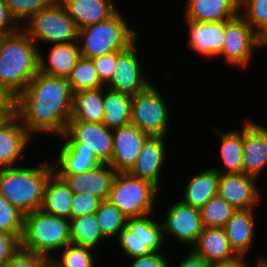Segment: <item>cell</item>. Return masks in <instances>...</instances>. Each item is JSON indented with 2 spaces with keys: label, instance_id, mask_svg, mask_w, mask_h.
<instances>
[{
  "label": "cell",
  "instance_id": "16",
  "mask_svg": "<svg viewBox=\"0 0 267 267\" xmlns=\"http://www.w3.org/2000/svg\"><path fill=\"white\" fill-rule=\"evenodd\" d=\"M187 29V47L200 58L213 59L222 52L225 38V21L196 22L184 20Z\"/></svg>",
  "mask_w": 267,
  "mask_h": 267
},
{
  "label": "cell",
  "instance_id": "6",
  "mask_svg": "<svg viewBox=\"0 0 267 267\" xmlns=\"http://www.w3.org/2000/svg\"><path fill=\"white\" fill-rule=\"evenodd\" d=\"M159 191L152 183L130 172H117L107 200L127 218L142 217L157 211L155 207Z\"/></svg>",
  "mask_w": 267,
  "mask_h": 267
},
{
  "label": "cell",
  "instance_id": "38",
  "mask_svg": "<svg viewBox=\"0 0 267 267\" xmlns=\"http://www.w3.org/2000/svg\"><path fill=\"white\" fill-rule=\"evenodd\" d=\"M24 213L10 204L0 194V230L18 237L20 240L24 230Z\"/></svg>",
  "mask_w": 267,
  "mask_h": 267
},
{
  "label": "cell",
  "instance_id": "22",
  "mask_svg": "<svg viewBox=\"0 0 267 267\" xmlns=\"http://www.w3.org/2000/svg\"><path fill=\"white\" fill-rule=\"evenodd\" d=\"M116 173L109 164L102 163L88 172L67 175L64 181L73 193L85 192L107 200Z\"/></svg>",
  "mask_w": 267,
  "mask_h": 267
},
{
  "label": "cell",
  "instance_id": "18",
  "mask_svg": "<svg viewBox=\"0 0 267 267\" xmlns=\"http://www.w3.org/2000/svg\"><path fill=\"white\" fill-rule=\"evenodd\" d=\"M167 140V136H150L144 143L136 164L129 171L133 176L155 185L160 192L162 169L168 154Z\"/></svg>",
  "mask_w": 267,
  "mask_h": 267
},
{
  "label": "cell",
  "instance_id": "7",
  "mask_svg": "<svg viewBox=\"0 0 267 267\" xmlns=\"http://www.w3.org/2000/svg\"><path fill=\"white\" fill-rule=\"evenodd\" d=\"M37 44L52 45L78 41L79 29L59 0L32 16L22 27Z\"/></svg>",
  "mask_w": 267,
  "mask_h": 267
},
{
  "label": "cell",
  "instance_id": "21",
  "mask_svg": "<svg viewBox=\"0 0 267 267\" xmlns=\"http://www.w3.org/2000/svg\"><path fill=\"white\" fill-rule=\"evenodd\" d=\"M78 29L100 23L114 16L119 8L114 0H59Z\"/></svg>",
  "mask_w": 267,
  "mask_h": 267
},
{
  "label": "cell",
  "instance_id": "52",
  "mask_svg": "<svg viewBox=\"0 0 267 267\" xmlns=\"http://www.w3.org/2000/svg\"><path fill=\"white\" fill-rule=\"evenodd\" d=\"M47 267H57L51 260L48 262Z\"/></svg>",
  "mask_w": 267,
  "mask_h": 267
},
{
  "label": "cell",
  "instance_id": "42",
  "mask_svg": "<svg viewBox=\"0 0 267 267\" xmlns=\"http://www.w3.org/2000/svg\"><path fill=\"white\" fill-rule=\"evenodd\" d=\"M48 262L44 257L20 249L2 267H47Z\"/></svg>",
  "mask_w": 267,
  "mask_h": 267
},
{
  "label": "cell",
  "instance_id": "36",
  "mask_svg": "<svg viewBox=\"0 0 267 267\" xmlns=\"http://www.w3.org/2000/svg\"><path fill=\"white\" fill-rule=\"evenodd\" d=\"M236 211L226 200L216 195L200 209L203 227H224Z\"/></svg>",
  "mask_w": 267,
  "mask_h": 267
},
{
  "label": "cell",
  "instance_id": "30",
  "mask_svg": "<svg viewBox=\"0 0 267 267\" xmlns=\"http://www.w3.org/2000/svg\"><path fill=\"white\" fill-rule=\"evenodd\" d=\"M103 124L113 130L131 122L132 96L103 87Z\"/></svg>",
  "mask_w": 267,
  "mask_h": 267
},
{
  "label": "cell",
  "instance_id": "51",
  "mask_svg": "<svg viewBox=\"0 0 267 267\" xmlns=\"http://www.w3.org/2000/svg\"><path fill=\"white\" fill-rule=\"evenodd\" d=\"M259 258L255 261L252 267H267V256H258Z\"/></svg>",
  "mask_w": 267,
  "mask_h": 267
},
{
  "label": "cell",
  "instance_id": "19",
  "mask_svg": "<svg viewBox=\"0 0 267 267\" xmlns=\"http://www.w3.org/2000/svg\"><path fill=\"white\" fill-rule=\"evenodd\" d=\"M48 48L46 55L39 50V71L67 79L81 57L79 42L52 44Z\"/></svg>",
  "mask_w": 267,
  "mask_h": 267
},
{
  "label": "cell",
  "instance_id": "47",
  "mask_svg": "<svg viewBox=\"0 0 267 267\" xmlns=\"http://www.w3.org/2000/svg\"><path fill=\"white\" fill-rule=\"evenodd\" d=\"M189 251L185 254V257L183 256V259L178 261L179 263L175 265L176 267H212L210 263L205 261L202 257L196 255L191 249ZM171 266L174 265L170 263L169 267Z\"/></svg>",
  "mask_w": 267,
  "mask_h": 267
},
{
  "label": "cell",
  "instance_id": "12",
  "mask_svg": "<svg viewBox=\"0 0 267 267\" xmlns=\"http://www.w3.org/2000/svg\"><path fill=\"white\" fill-rule=\"evenodd\" d=\"M161 221L165 241L168 237L188 247L195 245L203 230L200 210L183 204L180 200L171 203ZM167 211V212H166ZM165 216V217H164ZM168 236V237H167Z\"/></svg>",
  "mask_w": 267,
  "mask_h": 267
},
{
  "label": "cell",
  "instance_id": "41",
  "mask_svg": "<svg viewBox=\"0 0 267 267\" xmlns=\"http://www.w3.org/2000/svg\"><path fill=\"white\" fill-rule=\"evenodd\" d=\"M101 201L100 198L89 193H74L70 219L95 213Z\"/></svg>",
  "mask_w": 267,
  "mask_h": 267
},
{
  "label": "cell",
  "instance_id": "29",
  "mask_svg": "<svg viewBox=\"0 0 267 267\" xmlns=\"http://www.w3.org/2000/svg\"><path fill=\"white\" fill-rule=\"evenodd\" d=\"M103 117V87L73 93L70 121L102 123Z\"/></svg>",
  "mask_w": 267,
  "mask_h": 267
},
{
  "label": "cell",
  "instance_id": "8",
  "mask_svg": "<svg viewBox=\"0 0 267 267\" xmlns=\"http://www.w3.org/2000/svg\"><path fill=\"white\" fill-rule=\"evenodd\" d=\"M151 84L144 91L132 96L131 122L150 136H169L171 106Z\"/></svg>",
  "mask_w": 267,
  "mask_h": 267
},
{
  "label": "cell",
  "instance_id": "50",
  "mask_svg": "<svg viewBox=\"0 0 267 267\" xmlns=\"http://www.w3.org/2000/svg\"><path fill=\"white\" fill-rule=\"evenodd\" d=\"M0 107H14V100L0 89Z\"/></svg>",
  "mask_w": 267,
  "mask_h": 267
},
{
  "label": "cell",
  "instance_id": "35",
  "mask_svg": "<svg viewBox=\"0 0 267 267\" xmlns=\"http://www.w3.org/2000/svg\"><path fill=\"white\" fill-rule=\"evenodd\" d=\"M97 254L96 250L69 243L51 261L57 267H95Z\"/></svg>",
  "mask_w": 267,
  "mask_h": 267
},
{
  "label": "cell",
  "instance_id": "23",
  "mask_svg": "<svg viewBox=\"0 0 267 267\" xmlns=\"http://www.w3.org/2000/svg\"><path fill=\"white\" fill-rule=\"evenodd\" d=\"M185 4L184 20L219 22L240 14L239 0H186Z\"/></svg>",
  "mask_w": 267,
  "mask_h": 267
},
{
  "label": "cell",
  "instance_id": "34",
  "mask_svg": "<svg viewBox=\"0 0 267 267\" xmlns=\"http://www.w3.org/2000/svg\"><path fill=\"white\" fill-rule=\"evenodd\" d=\"M67 80L73 93L104 87L98 78L93 60L84 56L80 57Z\"/></svg>",
  "mask_w": 267,
  "mask_h": 267
},
{
  "label": "cell",
  "instance_id": "3",
  "mask_svg": "<svg viewBox=\"0 0 267 267\" xmlns=\"http://www.w3.org/2000/svg\"><path fill=\"white\" fill-rule=\"evenodd\" d=\"M52 173L50 158L37 166L19 165L0 169V194L24 214L39 210L46 181Z\"/></svg>",
  "mask_w": 267,
  "mask_h": 267
},
{
  "label": "cell",
  "instance_id": "37",
  "mask_svg": "<svg viewBox=\"0 0 267 267\" xmlns=\"http://www.w3.org/2000/svg\"><path fill=\"white\" fill-rule=\"evenodd\" d=\"M240 15L267 43V0H239Z\"/></svg>",
  "mask_w": 267,
  "mask_h": 267
},
{
  "label": "cell",
  "instance_id": "10",
  "mask_svg": "<svg viewBox=\"0 0 267 267\" xmlns=\"http://www.w3.org/2000/svg\"><path fill=\"white\" fill-rule=\"evenodd\" d=\"M138 41L139 38L127 49L117 52V64L111 80L105 85L107 89L133 96L152 84L144 62H141L143 58L138 56Z\"/></svg>",
  "mask_w": 267,
  "mask_h": 267
},
{
  "label": "cell",
  "instance_id": "15",
  "mask_svg": "<svg viewBox=\"0 0 267 267\" xmlns=\"http://www.w3.org/2000/svg\"><path fill=\"white\" fill-rule=\"evenodd\" d=\"M112 133L113 153L108 164L116 172H129L136 164L141 149L150 135L132 124L113 129Z\"/></svg>",
  "mask_w": 267,
  "mask_h": 267
},
{
  "label": "cell",
  "instance_id": "24",
  "mask_svg": "<svg viewBox=\"0 0 267 267\" xmlns=\"http://www.w3.org/2000/svg\"><path fill=\"white\" fill-rule=\"evenodd\" d=\"M191 250L211 265L230 261L237 257L223 227H203Z\"/></svg>",
  "mask_w": 267,
  "mask_h": 267
},
{
  "label": "cell",
  "instance_id": "27",
  "mask_svg": "<svg viewBox=\"0 0 267 267\" xmlns=\"http://www.w3.org/2000/svg\"><path fill=\"white\" fill-rule=\"evenodd\" d=\"M191 177L186 180L182 199H179L183 204L200 210L209 199L217 195L219 173L210 167Z\"/></svg>",
  "mask_w": 267,
  "mask_h": 267
},
{
  "label": "cell",
  "instance_id": "32",
  "mask_svg": "<svg viewBox=\"0 0 267 267\" xmlns=\"http://www.w3.org/2000/svg\"><path fill=\"white\" fill-rule=\"evenodd\" d=\"M69 221L71 243L94 250L102 247L105 240L108 242L100 231L95 213L72 218Z\"/></svg>",
  "mask_w": 267,
  "mask_h": 267
},
{
  "label": "cell",
  "instance_id": "43",
  "mask_svg": "<svg viewBox=\"0 0 267 267\" xmlns=\"http://www.w3.org/2000/svg\"><path fill=\"white\" fill-rule=\"evenodd\" d=\"M98 78L105 86L112 78L117 64V52L92 58Z\"/></svg>",
  "mask_w": 267,
  "mask_h": 267
},
{
  "label": "cell",
  "instance_id": "40",
  "mask_svg": "<svg viewBox=\"0 0 267 267\" xmlns=\"http://www.w3.org/2000/svg\"><path fill=\"white\" fill-rule=\"evenodd\" d=\"M121 252L128 258L140 257L150 254L151 252L142 244L136 235L132 234L126 227L119 233L115 239Z\"/></svg>",
  "mask_w": 267,
  "mask_h": 267
},
{
  "label": "cell",
  "instance_id": "9",
  "mask_svg": "<svg viewBox=\"0 0 267 267\" xmlns=\"http://www.w3.org/2000/svg\"><path fill=\"white\" fill-rule=\"evenodd\" d=\"M266 49V42L252 29L247 21L239 14L225 21V38L222 52L217 56L222 57L230 67L247 69L254 59L255 53Z\"/></svg>",
  "mask_w": 267,
  "mask_h": 267
},
{
  "label": "cell",
  "instance_id": "25",
  "mask_svg": "<svg viewBox=\"0 0 267 267\" xmlns=\"http://www.w3.org/2000/svg\"><path fill=\"white\" fill-rule=\"evenodd\" d=\"M56 158L52 162L53 172L61 179L67 175H74L89 170L102 164L92 150L87 148H72L63 138ZM58 156V157H57Z\"/></svg>",
  "mask_w": 267,
  "mask_h": 267
},
{
  "label": "cell",
  "instance_id": "49",
  "mask_svg": "<svg viewBox=\"0 0 267 267\" xmlns=\"http://www.w3.org/2000/svg\"><path fill=\"white\" fill-rule=\"evenodd\" d=\"M14 114V107H0V126Z\"/></svg>",
  "mask_w": 267,
  "mask_h": 267
},
{
  "label": "cell",
  "instance_id": "11",
  "mask_svg": "<svg viewBox=\"0 0 267 267\" xmlns=\"http://www.w3.org/2000/svg\"><path fill=\"white\" fill-rule=\"evenodd\" d=\"M72 148H87L105 164L111 161L113 153V133L103 123L69 121L60 136Z\"/></svg>",
  "mask_w": 267,
  "mask_h": 267
},
{
  "label": "cell",
  "instance_id": "13",
  "mask_svg": "<svg viewBox=\"0 0 267 267\" xmlns=\"http://www.w3.org/2000/svg\"><path fill=\"white\" fill-rule=\"evenodd\" d=\"M258 180L244 173L219 174L217 195L236 210L256 208L262 202Z\"/></svg>",
  "mask_w": 267,
  "mask_h": 267
},
{
  "label": "cell",
  "instance_id": "17",
  "mask_svg": "<svg viewBox=\"0 0 267 267\" xmlns=\"http://www.w3.org/2000/svg\"><path fill=\"white\" fill-rule=\"evenodd\" d=\"M33 140L14 113L0 126V169L19 166L22 163L21 156H24Z\"/></svg>",
  "mask_w": 267,
  "mask_h": 267
},
{
  "label": "cell",
  "instance_id": "26",
  "mask_svg": "<svg viewBox=\"0 0 267 267\" xmlns=\"http://www.w3.org/2000/svg\"><path fill=\"white\" fill-rule=\"evenodd\" d=\"M241 128H232L225 131L219 127L213 126V132H216L220 141V159L222 165L212 167L219 174L223 173H243V120ZM220 129V130H219ZM223 166V167H222Z\"/></svg>",
  "mask_w": 267,
  "mask_h": 267
},
{
  "label": "cell",
  "instance_id": "2",
  "mask_svg": "<svg viewBox=\"0 0 267 267\" xmlns=\"http://www.w3.org/2000/svg\"><path fill=\"white\" fill-rule=\"evenodd\" d=\"M37 44L20 28L0 37V89L15 100L39 71Z\"/></svg>",
  "mask_w": 267,
  "mask_h": 267
},
{
  "label": "cell",
  "instance_id": "5",
  "mask_svg": "<svg viewBox=\"0 0 267 267\" xmlns=\"http://www.w3.org/2000/svg\"><path fill=\"white\" fill-rule=\"evenodd\" d=\"M122 13V14H121ZM120 10L110 19L79 29L81 56L95 58L127 49L139 38Z\"/></svg>",
  "mask_w": 267,
  "mask_h": 267
},
{
  "label": "cell",
  "instance_id": "39",
  "mask_svg": "<svg viewBox=\"0 0 267 267\" xmlns=\"http://www.w3.org/2000/svg\"><path fill=\"white\" fill-rule=\"evenodd\" d=\"M55 0H5L9 12L22 28L36 13L50 6Z\"/></svg>",
  "mask_w": 267,
  "mask_h": 267
},
{
  "label": "cell",
  "instance_id": "44",
  "mask_svg": "<svg viewBox=\"0 0 267 267\" xmlns=\"http://www.w3.org/2000/svg\"><path fill=\"white\" fill-rule=\"evenodd\" d=\"M21 249V240L0 230V267Z\"/></svg>",
  "mask_w": 267,
  "mask_h": 267
},
{
  "label": "cell",
  "instance_id": "31",
  "mask_svg": "<svg viewBox=\"0 0 267 267\" xmlns=\"http://www.w3.org/2000/svg\"><path fill=\"white\" fill-rule=\"evenodd\" d=\"M154 213L142 217L127 218L126 228L139 238L151 253L164 252L165 237L161 222L154 218ZM154 218V219H153Z\"/></svg>",
  "mask_w": 267,
  "mask_h": 267
},
{
  "label": "cell",
  "instance_id": "46",
  "mask_svg": "<svg viewBox=\"0 0 267 267\" xmlns=\"http://www.w3.org/2000/svg\"><path fill=\"white\" fill-rule=\"evenodd\" d=\"M20 28L11 16L5 0H0V37L10 35Z\"/></svg>",
  "mask_w": 267,
  "mask_h": 267
},
{
  "label": "cell",
  "instance_id": "1",
  "mask_svg": "<svg viewBox=\"0 0 267 267\" xmlns=\"http://www.w3.org/2000/svg\"><path fill=\"white\" fill-rule=\"evenodd\" d=\"M73 92L66 78L40 71L14 100V113L27 132L60 137L66 130L72 112Z\"/></svg>",
  "mask_w": 267,
  "mask_h": 267
},
{
  "label": "cell",
  "instance_id": "33",
  "mask_svg": "<svg viewBox=\"0 0 267 267\" xmlns=\"http://www.w3.org/2000/svg\"><path fill=\"white\" fill-rule=\"evenodd\" d=\"M95 215L100 231L108 241L116 239L126 227L127 217L108 200L100 202Z\"/></svg>",
  "mask_w": 267,
  "mask_h": 267
},
{
  "label": "cell",
  "instance_id": "14",
  "mask_svg": "<svg viewBox=\"0 0 267 267\" xmlns=\"http://www.w3.org/2000/svg\"><path fill=\"white\" fill-rule=\"evenodd\" d=\"M267 124L243 118V173L260 178L267 169Z\"/></svg>",
  "mask_w": 267,
  "mask_h": 267
},
{
  "label": "cell",
  "instance_id": "20",
  "mask_svg": "<svg viewBox=\"0 0 267 267\" xmlns=\"http://www.w3.org/2000/svg\"><path fill=\"white\" fill-rule=\"evenodd\" d=\"M255 210L256 208L236 210L223 227L229 244L237 256L248 257L252 251L256 235Z\"/></svg>",
  "mask_w": 267,
  "mask_h": 267
},
{
  "label": "cell",
  "instance_id": "4",
  "mask_svg": "<svg viewBox=\"0 0 267 267\" xmlns=\"http://www.w3.org/2000/svg\"><path fill=\"white\" fill-rule=\"evenodd\" d=\"M69 243H71L69 220L47 214L41 209L24 215L22 250L50 261Z\"/></svg>",
  "mask_w": 267,
  "mask_h": 267
},
{
  "label": "cell",
  "instance_id": "48",
  "mask_svg": "<svg viewBox=\"0 0 267 267\" xmlns=\"http://www.w3.org/2000/svg\"><path fill=\"white\" fill-rule=\"evenodd\" d=\"M246 256H237L233 260L212 265V267H252Z\"/></svg>",
  "mask_w": 267,
  "mask_h": 267
},
{
  "label": "cell",
  "instance_id": "45",
  "mask_svg": "<svg viewBox=\"0 0 267 267\" xmlns=\"http://www.w3.org/2000/svg\"><path fill=\"white\" fill-rule=\"evenodd\" d=\"M164 252L150 253L145 256L129 258L128 267H169L171 259ZM170 260V261H169Z\"/></svg>",
  "mask_w": 267,
  "mask_h": 267
},
{
  "label": "cell",
  "instance_id": "28",
  "mask_svg": "<svg viewBox=\"0 0 267 267\" xmlns=\"http://www.w3.org/2000/svg\"><path fill=\"white\" fill-rule=\"evenodd\" d=\"M73 194L64 179L53 172L46 181L40 209L47 214L70 220Z\"/></svg>",
  "mask_w": 267,
  "mask_h": 267
}]
</instances>
